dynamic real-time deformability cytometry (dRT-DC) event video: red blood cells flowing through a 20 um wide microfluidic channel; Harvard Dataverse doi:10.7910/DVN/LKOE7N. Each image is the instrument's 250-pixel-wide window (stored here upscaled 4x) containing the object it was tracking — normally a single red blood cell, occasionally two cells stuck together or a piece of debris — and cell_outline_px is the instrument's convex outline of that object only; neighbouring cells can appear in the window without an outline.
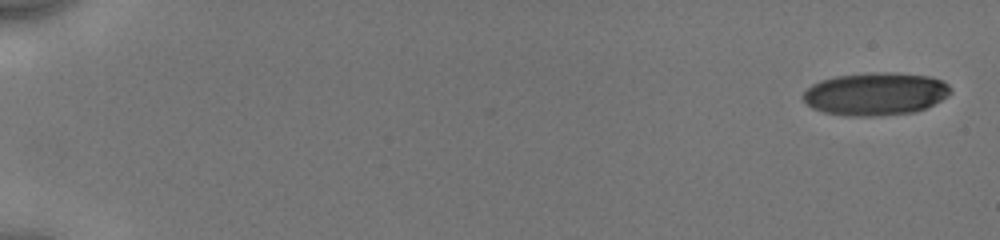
{"species": "human", "species_latin": "Homo sapiens", "temperature_condition": "cold", "stored_images_in_passage": 23, "camera_frame_rate_fps": 3000, "um_per_image_px": 0.085, "donor": {"sex": "male"}, "frame": {"image": 1, "passage_image": 1, "time_ms": 0.0, "image_size_px": [1000, 240], "cell_outline_px": [[952, 92], [948, 96], [916, 112], [872, 116], [844, 116], [824, 112], [812, 108], [804, 100], [804, 92], [812, 84], [820, 80], [832, 76], [872, 72], [892, 72], [932, 76], [944, 80], [952, 88]], "centroid_in_image_um": [74.44, 7.96], "position_along_channel_um": 10.6, "area_um2": 37.11}}
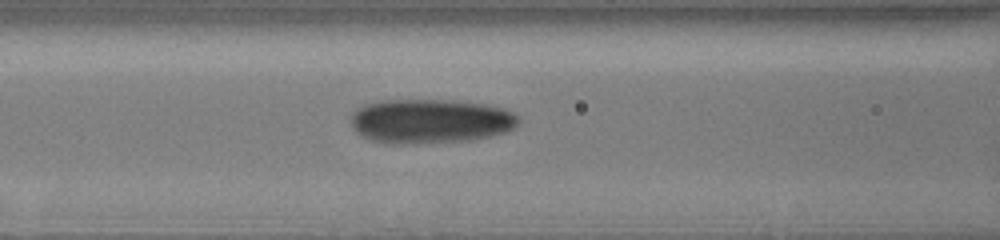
{"frame": {"image": 2, "passage_image": 15, "time_ms": 7.667, "image_size_px": [1000, 240], "cell_outline_px": [[520, 120], [512, 128], [504, 132], [488, 136], [468, 140], [396, 144], [392, 144], [372, 140], [364, 136], [352, 124], [352, 112], [364, 104], [380, 100], [452, 100], [484, 104], [504, 108], [520, 116]], "centroid_in_image_um": [36.59, 10.27], "position_along_channel_um": 130.0, "area_um2": 42.89}}
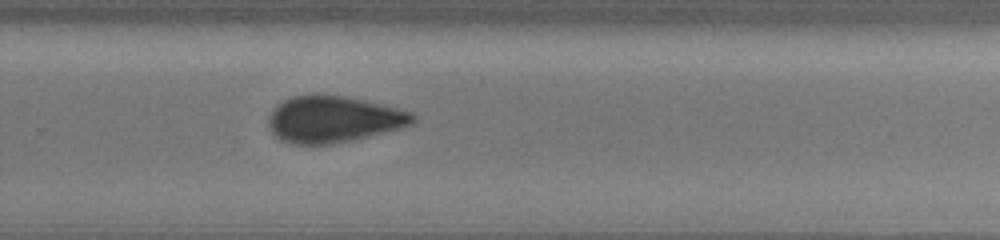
{"frame": {"image": 3, "passage_image": 23, "time_ms": 12.0, "image_size_px": [1000, 240], "cell_outline_px": [[416, 120], [412, 124], [404, 128], [332, 144], [292, 144], [280, 140], [268, 128], [268, 116], [272, 108], [276, 104], [292, 96], [344, 96], [368, 100], [416, 112]], "centroid_in_image_um": [28.38, 10.14], "position_along_channel_um": 301.4, "area_um2": 39.42}}